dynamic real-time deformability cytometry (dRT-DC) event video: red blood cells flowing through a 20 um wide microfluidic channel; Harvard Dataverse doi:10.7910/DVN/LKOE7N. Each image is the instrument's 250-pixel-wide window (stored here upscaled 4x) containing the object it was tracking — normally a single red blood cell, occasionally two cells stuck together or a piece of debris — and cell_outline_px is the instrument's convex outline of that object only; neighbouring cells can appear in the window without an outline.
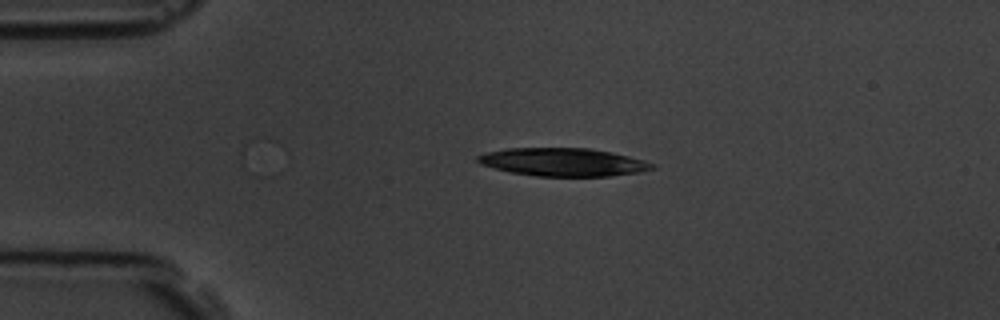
{"species": "common noctule bat (a hibernating species)", "species_latin": "Nyctalus noctula", "temperature_condition": "room temperature", "stored_images_in_passage": 2, "camera_frame_rate_fps": 3000, "um_per_image_px": 0.085, "animal": {"sex": "male", "body_mass_g": 19.5, "forearm_length_mm": 54.6}, "frame": {"image": 1, "passage_image": 2, "time_ms": 1.333, "image_size_px": [1000, 320], "cell_outline_px": [[656, 168], [640, 172], [612, 176], [536, 176], [512, 172], [480, 164], [476, 160], [476, 156], [484, 152], [508, 148], [588, 148], [612, 152], [644, 160], [656, 164]], "centroid_in_image_um": [47.88, 13.77], "position_along_channel_um": 37.1, "area_um2": 28.61}}